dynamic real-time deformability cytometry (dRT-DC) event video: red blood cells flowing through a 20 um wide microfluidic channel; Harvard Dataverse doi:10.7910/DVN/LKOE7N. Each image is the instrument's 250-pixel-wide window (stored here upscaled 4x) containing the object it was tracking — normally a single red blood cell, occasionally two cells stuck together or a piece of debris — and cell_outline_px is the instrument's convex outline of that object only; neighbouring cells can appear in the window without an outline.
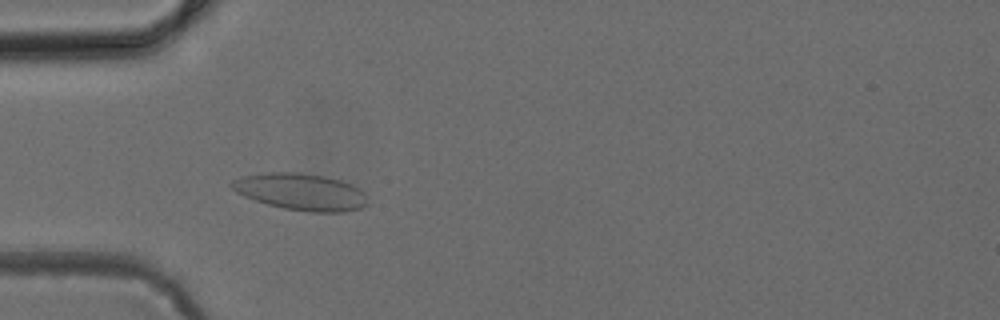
{"species": "common noctule bat (a hibernating species)", "species_latin": "Nyctalus noctula", "temperature_condition": "cold", "stored_images_in_passage": 48, "camera_frame_rate_fps": 3000, "um_per_image_px": 0.085, "animal": {"sex": "female", "body_mass_g": 24.6, "forearm_length_mm": 56.2}, "frame": {"image": 1, "passage_image": 14, "time_ms": 4.333, "image_size_px": [1000, 320], "cell_outline_px": [[368, 204], [360, 208], [344, 212], [312, 212], [284, 208], [268, 204], [244, 196], [236, 192], [228, 184], [232, 180], [244, 176], [268, 172], [296, 172], [324, 176], [340, 180], [360, 188], [368, 196]], "centroid_in_image_um": [25.6, 16.3], "position_along_channel_um": 59.4, "area_um2": 29.13}}
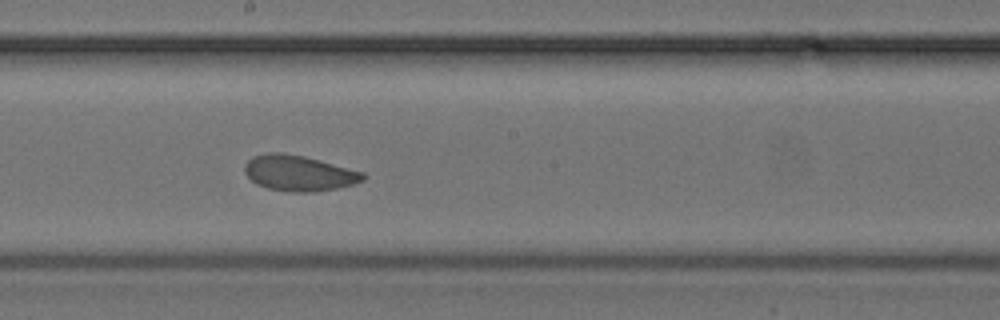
{"frame": {"image": 2, "passage_image": 26, "time_ms": 8.333, "image_size_px": [1000, 320], "cell_outline_px": [[368, 176], [364, 180], [352, 184], [336, 188], [316, 192], [292, 192], [268, 188], [256, 184], [244, 172], [244, 164], [252, 156], [268, 152], [280, 152], [304, 156], [364, 172]], "centroid_in_image_um": [25.4, 14.71], "position_along_channel_um": 222.8, "area_um2": 24.62}}
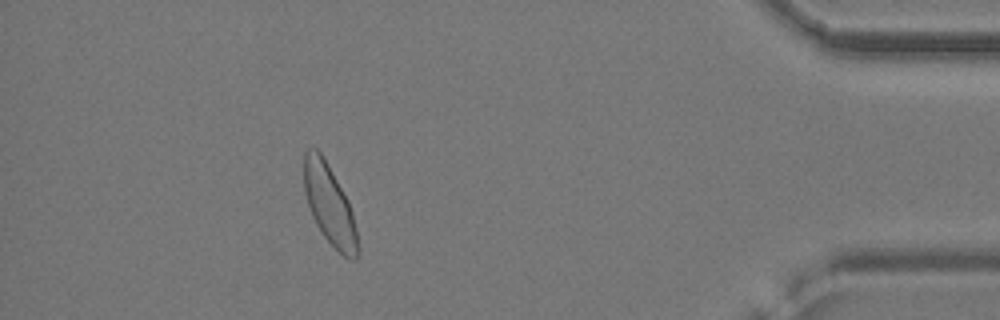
{"frame": {"image": 3, "passage_image": 43, "time_ms": 14.0, "image_size_px": [1000, 320], "cell_outline_px": [[360, 252], [356, 260], [348, 260], [324, 236], [316, 224], [312, 216], [304, 192], [304, 152], [308, 148], [316, 148], [324, 156], [348, 200], [352, 212], [356, 228], [360, 248]], "centroid_in_image_um": [28.02, 17.41], "position_along_channel_um": 407.2, "area_um2": 25.14}}